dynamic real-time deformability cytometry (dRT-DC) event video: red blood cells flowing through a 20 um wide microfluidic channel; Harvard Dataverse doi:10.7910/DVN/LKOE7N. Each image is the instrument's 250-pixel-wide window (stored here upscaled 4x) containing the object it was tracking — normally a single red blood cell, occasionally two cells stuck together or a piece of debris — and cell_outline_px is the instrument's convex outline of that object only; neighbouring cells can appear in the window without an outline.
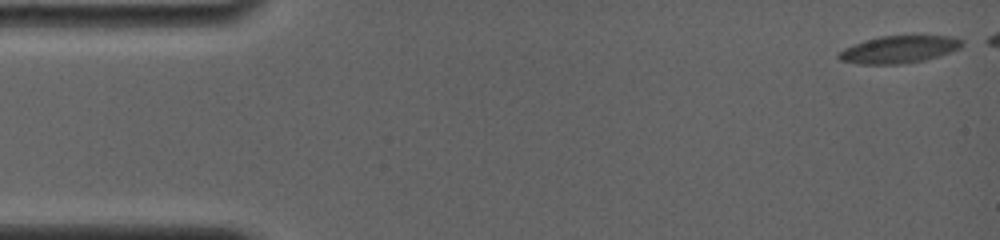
{"species": "common noctule bat (a hibernating species)", "species_latin": "Nyctalus noctula", "temperature_condition": "room temperature", "stored_images_in_passage": 8, "camera_frame_rate_fps": 4000, "um_per_image_px": 0.085, "animal": {"sex": "female", "body_mass_g": 19.0, "forearm_length_mm": 56.7}, "frame": {"image": 1, "passage_image": 1, "time_ms": 0.0, "image_size_px": [1000, 240], "cell_outline_px": [[964, 44], [960, 48], [940, 56], [924, 60], [900, 64], [860, 64], [840, 60], [836, 56], [844, 48], [864, 40], [880, 36], [952, 36], [964, 40]], "centroid_in_image_um": [76.43, 4.2], "position_along_channel_um": 8.6, "area_um2": 19.65}}